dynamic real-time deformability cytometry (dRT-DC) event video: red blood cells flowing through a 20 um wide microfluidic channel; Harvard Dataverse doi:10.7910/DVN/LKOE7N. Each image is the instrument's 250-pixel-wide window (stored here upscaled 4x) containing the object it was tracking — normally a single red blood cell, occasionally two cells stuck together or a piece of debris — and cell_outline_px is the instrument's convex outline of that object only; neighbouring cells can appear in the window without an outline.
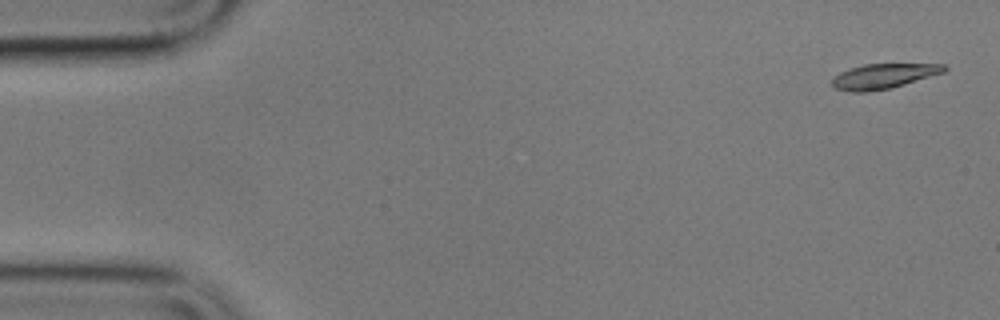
{"species": "common noctule bat (a hibernating species)", "species_latin": "Nyctalus noctula", "temperature_condition": "cold", "stored_images_in_passage": 12, "camera_frame_rate_fps": 3000, "um_per_image_px": 0.085, "animal": {"sex": "male", "body_mass_g": 17.9}, "frame": {"image": 1, "passage_image": 1, "time_ms": 0.0, "image_size_px": [1000, 320], "cell_outline_px": [[948, 68], [944, 72], [892, 88], [868, 92], [852, 92], [836, 88], [832, 84], [832, 80], [840, 72], [864, 64], [944, 64]], "centroid_in_image_um": [75.12, 6.48], "position_along_channel_um": 9.9, "area_um2": 16.13}}
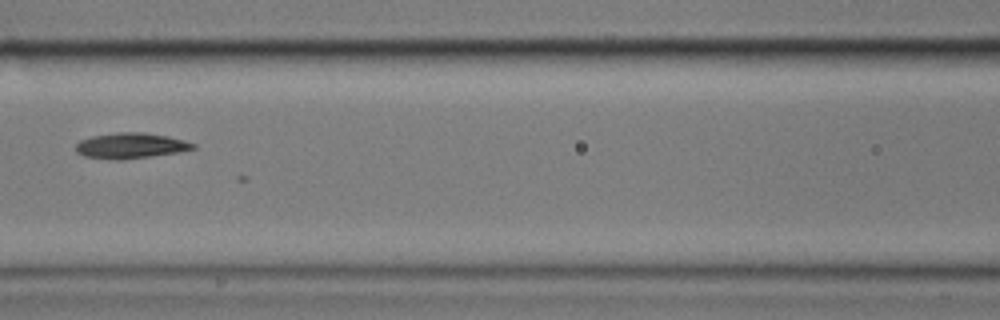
{"frame": {"image": 2, "passage_image": 7, "time_ms": 8.0, "image_size_px": [1000, 320], "cell_outline_px": [[196, 148], [180, 152], [152, 156], [120, 160], [116, 160], [84, 156], [76, 152], [76, 144], [80, 140], [92, 136], [116, 132], [144, 132], [168, 136], [184, 140], [196, 144]], "centroid_in_image_um": [11.12, 12.38], "position_along_channel_um": 155.5, "area_um2": 17.57}}
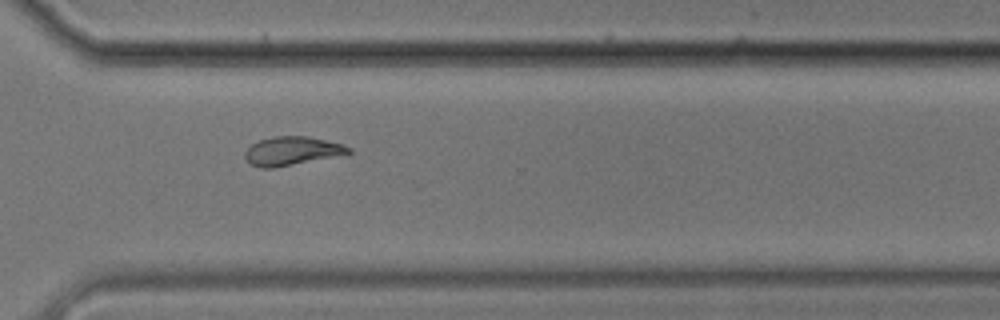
{"frame": {"image": 3, "passage_image": 12, "time_ms": 13.667, "image_size_px": [1000, 320], "cell_outline_px": [[352, 152], [348, 156], [272, 168], [260, 168], [252, 164], [244, 156], [244, 152], [252, 144], [260, 140], [272, 136], [308, 136], [340, 144], [352, 148]], "centroid_in_image_um": [24.9, 12.85], "position_along_channel_um": 345.7, "area_um2": 17.69}}